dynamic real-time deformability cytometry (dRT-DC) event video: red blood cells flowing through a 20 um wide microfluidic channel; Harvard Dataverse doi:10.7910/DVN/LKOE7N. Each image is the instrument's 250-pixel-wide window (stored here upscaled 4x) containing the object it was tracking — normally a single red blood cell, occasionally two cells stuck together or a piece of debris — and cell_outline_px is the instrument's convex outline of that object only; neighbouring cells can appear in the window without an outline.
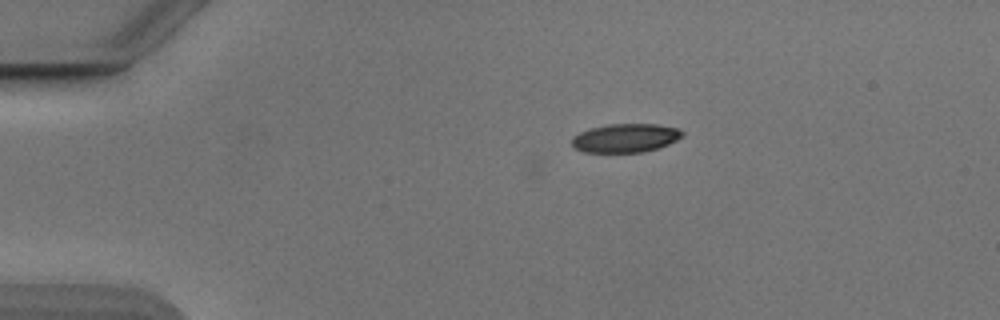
{"species": "Egyptian fruit bat (a non-hibernating species)", "species_latin": "Rousettus aegyptiacus", "temperature_condition": "cold", "stored_images_in_passage": 36, "camera_frame_rate_fps": 3000, "um_per_image_px": 0.085, "animal": {"sex": "male"}, "frame": {"image": 1, "passage_image": 1, "time_ms": 0.0, "image_size_px": [1000, 320], "cell_outline_px": [[684, 136], [668, 144], [644, 152], [584, 152], [572, 148], [572, 136], [580, 132], [592, 128], [608, 124], [656, 124], [676, 128], [684, 132]], "centroid_in_image_um": [53.14, 11.73], "position_along_channel_um": 31.9, "area_um2": 18.44}}
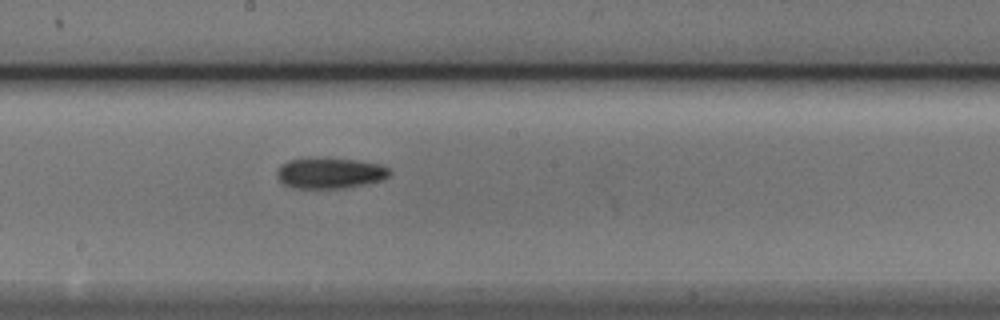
{"frame": {"image": 2, "passage_image": 20, "time_ms": 6.333, "image_size_px": [1000, 320], "cell_outline_px": [[392, 172], [388, 176], [380, 180], [364, 184], [344, 188], [292, 188], [284, 184], [276, 176], [276, 172], [280, 164], [288, 160], [308, 156], [312, 156], [356, 160], [380, 164], [388, 168]], "centroid_in_image_um": [27.98, 14.68], "position_along_channel_um": 220.2, "area_um2": 20.63}}
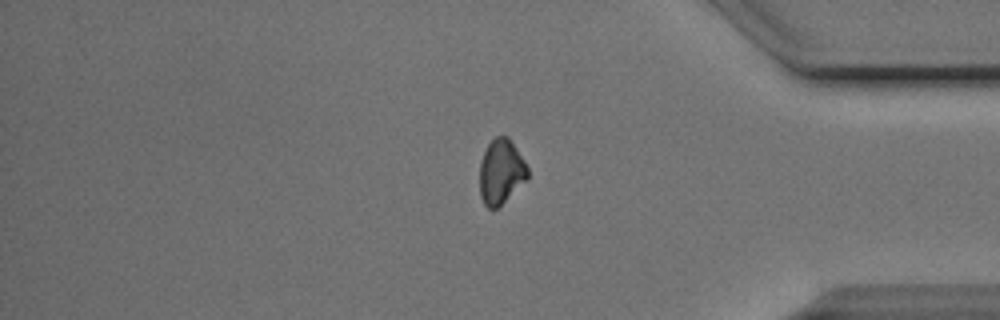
{"frame": {"image": 3, "passage_image": 35, "time_ms": 11.333, "image_size_px": [1000, 320], "cell_outline_px": [[528, 176], [496, 208], [488, 208], [484, 204], [480, 196], [480, 160], [488, 144], [496, 136], [508, 136], [524, 160], [528, 168]], "centroid_in_image_um": [42.55, 14.55], "position_along_channel_um": 392.6, "area_um2": 17.63}}